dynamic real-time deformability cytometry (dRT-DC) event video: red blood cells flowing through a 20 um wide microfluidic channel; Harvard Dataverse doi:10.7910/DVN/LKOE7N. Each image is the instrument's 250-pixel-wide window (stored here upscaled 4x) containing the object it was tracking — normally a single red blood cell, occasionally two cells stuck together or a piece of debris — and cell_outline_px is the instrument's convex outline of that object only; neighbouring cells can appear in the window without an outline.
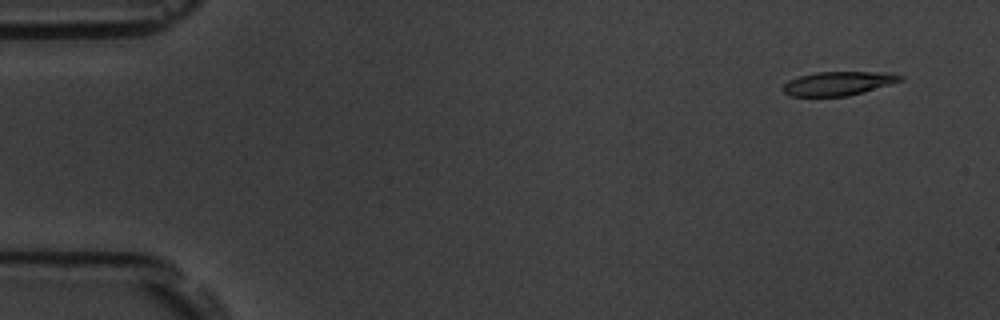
{"species": "common noctule bat (a hibernating species)", "species_latin": "Nyctalus noctula", "temperature_condition": "room temperature", "stored_images_in_passage": 6, "camera_frame_rate_fps": 3000, "um_per_image_px": 0.085, "animal": {"sex": "male", "body_mass_g": 19.5, "forearm_length_mm": 54.6}, "frame": {"image": 1, "passage_image": 1, "time_ms": 0.0, "image_size_px": [1000, 320], "cell_outline_px": [[904, 80], [864, 92], [848, 96], [792, 96], [784, 92], [784, 84], [788, 80], [800, 76], [816, 72], [892, 72], [904, 76]], "centroid_in_image_um": [71.32, 7.08], "position_along_channel_um": 13.7, "area_um2": 16.36}}
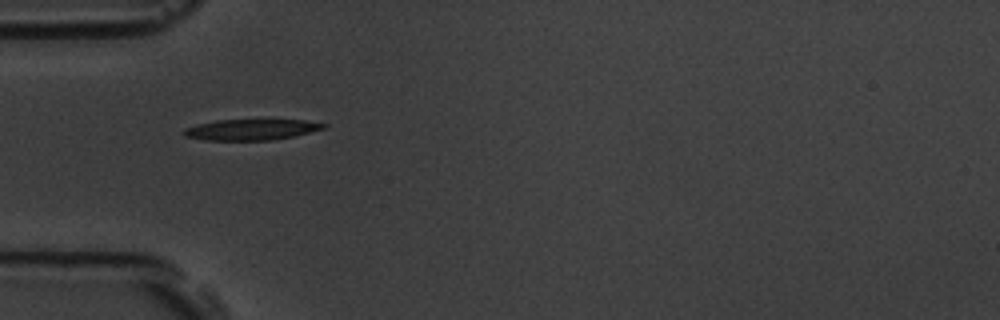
{"frame": {"image": 2, "passage_image": 5, "time_ms": 4.667, "image_size_px": [1000, 320], "cell_outline_px": [[328, 128], [296, 136], [272, 140], [204, 140], [184, 136], [180, 132], [184, 128], [196, 124], [216, 120], [304, 120], [328, 124]], "centroid_in_image_um": [21.36, 11.02], "position_along_channel_um": 63.6, "area_um2": 17.28}}
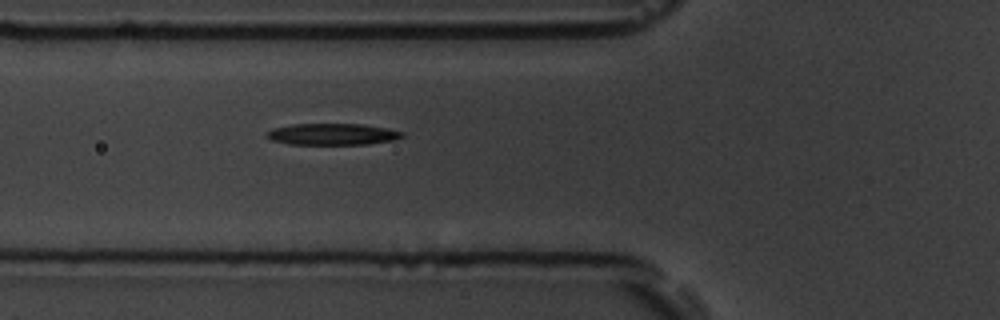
{"frame": {"image": 3, "passage_image": 6, "time_ms": 5.667, "image_size_px": [1000, 320], "cell_outline_px": [[404, 136], [396, 140], [368, 144], [288, 144], [272, 140], [268, 136], [268, 132], [272, 128], [292, 124], [360, 124], [388, 128], [404, 132]], "centroid_in_image_um": [28.31, 11.4], "position_along_channel_um": 97.5, "area_um2": 16.94}}